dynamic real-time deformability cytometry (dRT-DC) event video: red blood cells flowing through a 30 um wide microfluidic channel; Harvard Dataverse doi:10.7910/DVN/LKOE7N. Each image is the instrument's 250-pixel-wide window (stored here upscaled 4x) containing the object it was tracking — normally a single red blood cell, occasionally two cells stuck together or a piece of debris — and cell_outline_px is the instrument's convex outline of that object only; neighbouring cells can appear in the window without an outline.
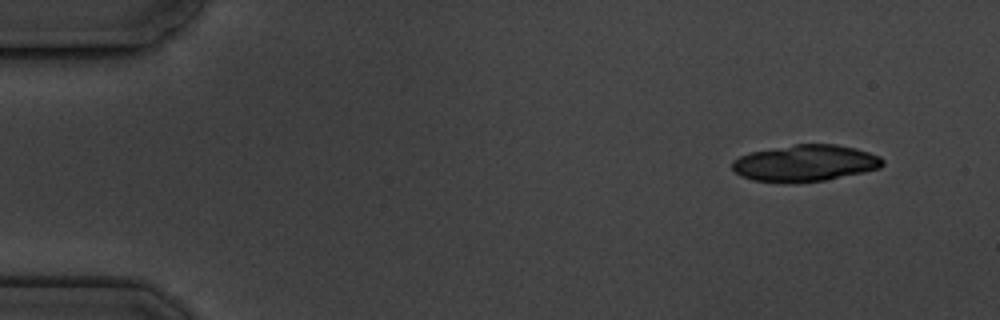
{"species": "common noctule bat (a hibernating species)", "species_latin": "Nyctalus noctula", "temperature_condition": "cold", "stored_images_in_passage": 9, "segment_of_instrument_passage": [1, 2], "camera_frame_rate_fps": 3000, "um_per_image_px": 0.085, "animal": {"sex": "male", "body_mass_g": 19.5, "forearm_length_mm": 54.6}, "frame": {"image": 1, "passage_image": 1, "time_ms": 0.0, "image_size_px": [1000, 320], "cell_outline_px": [[884, 164], [880, 168], [824, 180], [792, 184], [784, 184], [752, 180], [740, 176], [732, 168], [732, 160], [740, 156], [752, 152], [796, 144], [836, 144], [856, 148], [880, 156], [884, 160]], "centroid_in_image_um": [68.41, 13.88], "position_along_channel_um": 16.6, "area_um2": 32.19}}